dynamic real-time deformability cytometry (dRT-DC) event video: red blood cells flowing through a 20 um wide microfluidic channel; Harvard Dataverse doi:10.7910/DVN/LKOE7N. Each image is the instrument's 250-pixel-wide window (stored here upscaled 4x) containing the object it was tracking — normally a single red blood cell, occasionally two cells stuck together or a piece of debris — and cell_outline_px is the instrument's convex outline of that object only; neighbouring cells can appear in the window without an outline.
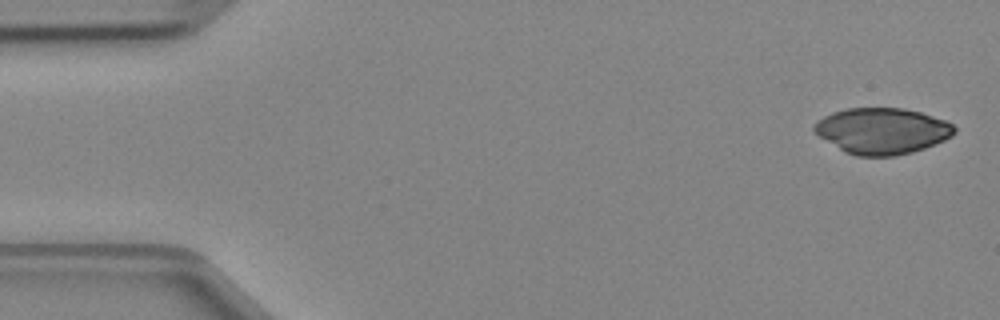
{"species": "Egyptian fruit bat (a non-hibernating species)", "species_latin": "Rousettus aegyptiacus", "temperature_condition": "cold", "stored_images_in_passage": 5, "camera_frame_rate_fps": 3000, "um_per_image_px": 0.085, "animal": {"sex": "female"}, "frame": {"image": 1, "passage_image": 1, "time_ms": 0.0, "image_size_px": [1000, 320], "cell_outline_px": [[956, 132], [952, 136], [944, 140], [924, 148], [912, 152], [896, 156], [856, 156], [844, 152], [820, 136], [812, 128], [824, 116], [832, 112], [848, 108], [904, 108], [920, 112], [948, 120], [956, 128]], "centroid_in_image_um": [75.02, 11.12], "position_along_channel_um": 10.0, "area_um2": 37.57}}